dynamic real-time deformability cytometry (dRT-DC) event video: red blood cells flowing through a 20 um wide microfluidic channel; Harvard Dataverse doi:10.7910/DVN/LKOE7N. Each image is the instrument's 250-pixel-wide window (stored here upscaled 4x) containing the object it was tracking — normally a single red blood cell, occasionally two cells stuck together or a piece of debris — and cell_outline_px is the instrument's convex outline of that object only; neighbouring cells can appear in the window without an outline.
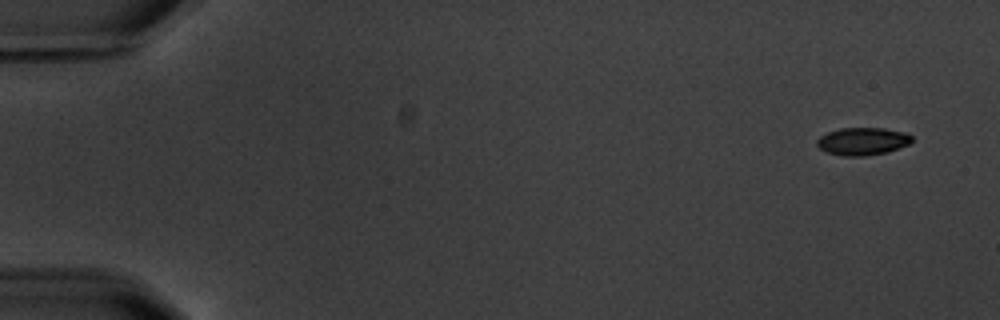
{"species": "common noctule bat (a hibernating species)", "species_latin": "Nyctalus noctula", "temperature_condition": "warm", "stored_images_in_passage": 6, "segment_of_instrument_passage": [1, 2], "camera_frame_rate_fps": 3000, "um_per_image_px": 0.085, "animal": {"sex": "male", "body_mass_g": 20.1, "forearm_length_mm": 53.5}, "frame": {"image": 1, "passage_image": 1, "time_ms": 0.0, "image_size_px": [1000, 320], "cell_outline_px": [[912, 140], [908, 144], [888, 152], [864, 156], [844, 156], [828, 152], [820, 148], [816, 144], [816, 140], [820, 136], [828, 132], [840, 128], [884, 128], [904, 132], [912, 136]], "centroid_in_image_um": [73.31, 12.0], "position_along_channel_um": 11.7, "area_um2": 15.2}}
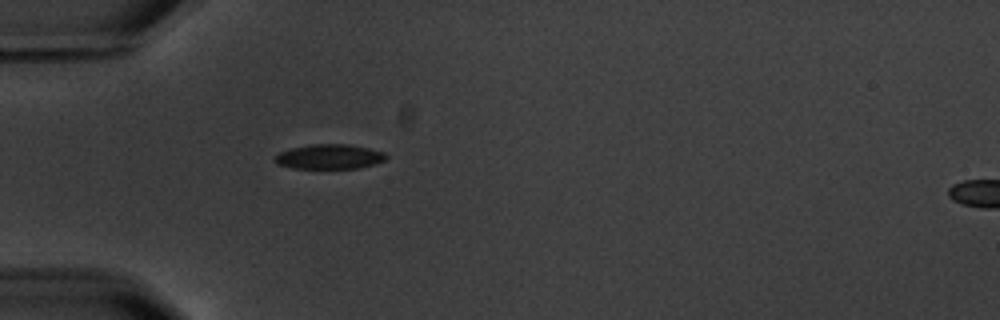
{"frame": {"image": 2, "passage_image": 5, "time_ms": 5.0, "image_size_px": [1000, 320], "cell_outline_px": [[388, 156], [384, 160], [376, 164], [356, 168], [292, 168], [276, 164], [272, 160], [280, 152], [292, 148], [312, 144], [348, 144], [368, 148], [384, 152]], "centroid_in_image_um": [27.99, 13.32], "position_along_channel_um": 57.0, "area_um2": 16.01}}